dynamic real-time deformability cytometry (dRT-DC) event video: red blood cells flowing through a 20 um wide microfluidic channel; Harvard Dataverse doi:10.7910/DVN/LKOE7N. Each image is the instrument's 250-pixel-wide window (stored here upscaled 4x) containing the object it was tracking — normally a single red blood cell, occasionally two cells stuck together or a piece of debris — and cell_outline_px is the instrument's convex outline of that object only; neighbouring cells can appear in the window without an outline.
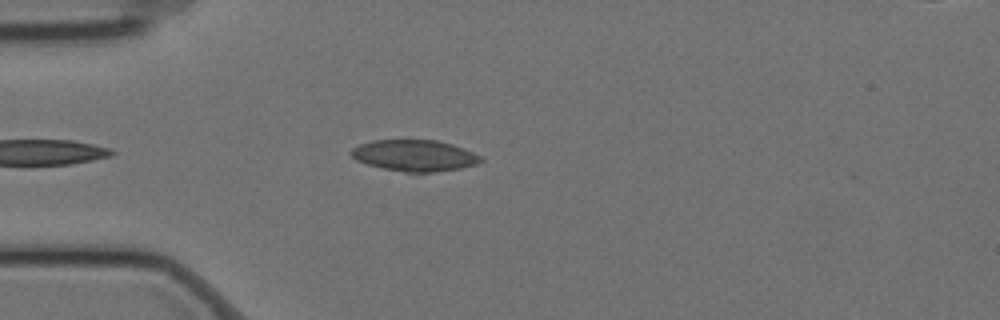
{"species": "Egyptian fruit bat (a non-hibernating species)", "species_latin": "Rousettus aegyptiacus", "temperature_condition": "cold", "stored_images_in_passage": 31, "camera_frame_rate_fps": 3000, "um_per_image_px": 0.085, "animal": {"sex": "female"}, "frame": {"image": 1, "passage_image": 5, "time_ms": 1.333, "image_size_px": [1000, 320], "cell_outline_px": [[484, 160], [476, 164], [460, 168], [432, 172], [404, 172], [384, 168], [368, 164], [356, 160], [348, 152], [352, 148], [360, 144], [372, 140], [436, 140], [452, 144], [464, 148], [480, 156]], "centroid_in_image_um": [35.22, 13.21], "position_along_channel_um": 49.8, "area_um2": 23.52}}
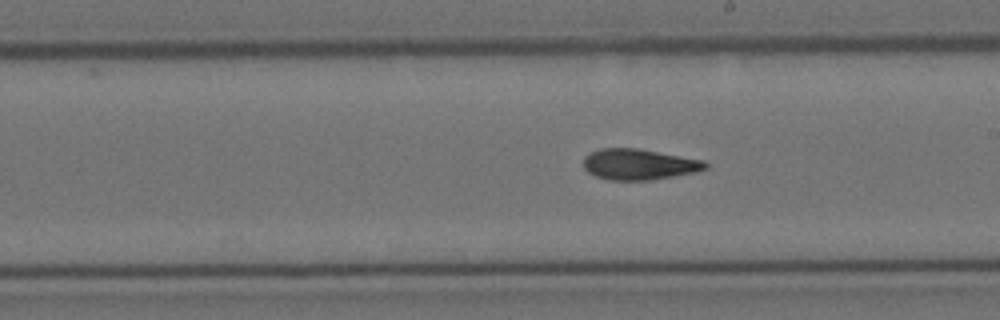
{"frame": {"image": 2, "passage_image": 18, "time_ms": 5.667, "image_size_px": [1000, 320], "cell_outline_px": [[708, 168], [696, 172], [652, 180], [608, 180], [596, 176], [588, 172], [584, 168], [584, 156], [600, 148], [636, 148], [704, 160], [708, 164]], "centroid_in_image_um": [54.32, 13.97], "position_along_channel_um": 234.7, "area_um2": 21.91}}
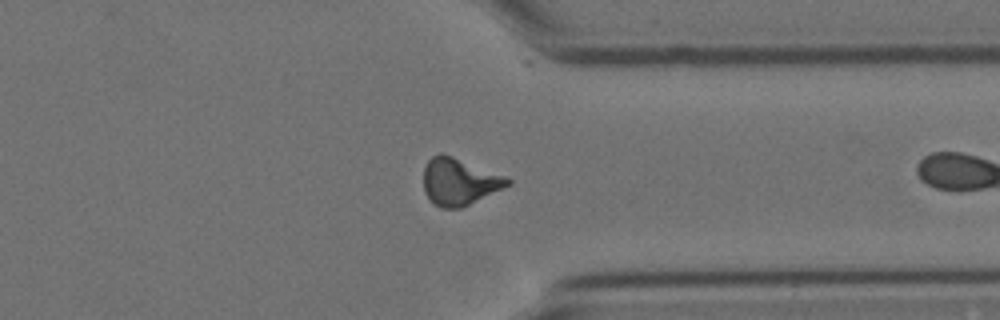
{"frame": {"image": 3, "passage_image": 30, "time_ms": 9.667, "image_size_px": [1000, 320], "cell_outline_px": [[512, 184], [460, 208], [440, 208], [432, 204], [424, 192], [424, 168], [428, 160], [432, 156], [440, 152], [452, 156], [504, 176], [512, 180]], "centroid_in_image_um": [39.0, 15.45], "position_along_channel_um": 372.4, "area_um2": 22.83}}